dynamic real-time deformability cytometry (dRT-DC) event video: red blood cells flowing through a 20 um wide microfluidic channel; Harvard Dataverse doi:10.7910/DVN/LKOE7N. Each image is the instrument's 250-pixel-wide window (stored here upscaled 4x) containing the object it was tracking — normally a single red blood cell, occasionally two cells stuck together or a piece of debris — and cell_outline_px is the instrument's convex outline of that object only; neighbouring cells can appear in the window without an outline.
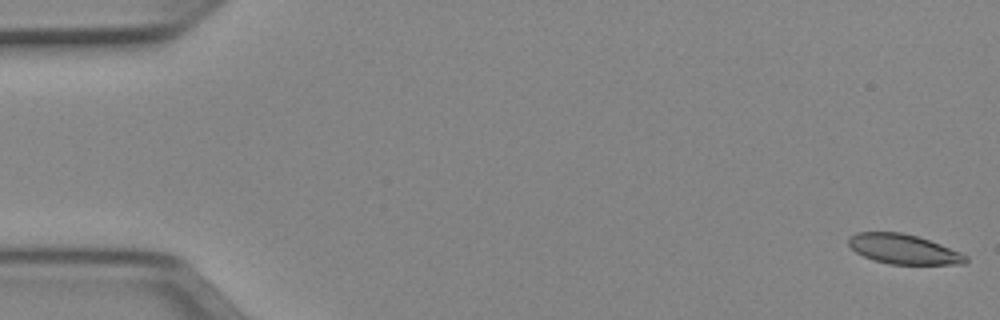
{"species": "Egyptian fruit bat (a non-hibernating species)", "species_latin": "Rousettus aegyptiacus", "temperature_condition": "cold", "stored_images_in_passage": 51, "camera_frame_rate_fps": 3000, "um_per_image_px": 0.085, "animal": {"sex": "female"}, "frame": {"image": 1, "passage_image": 1, "time_ms": 0.0, "image_size_px": [1000, 320], "cell_outline_px": [[968, 260], [964, 264], [888, 264], [872, 260], [856, 252], [848, 244], [848, 236], [856, 232], [900, 232], [916, 236], [940, 244], [960, 252], [968, 256]], "centroid_in_image_um": [76.77, 21.18], "position_along_channel_um": 8.2, "area_um2": 20.29}}
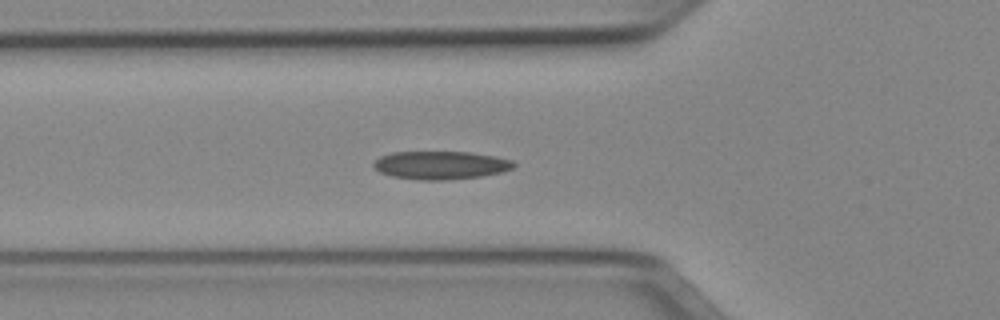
{"frame": {"image": 2, "passage_image": 18, "time_ms": 5.667, "image_size_px": [1000, 320], "cell_outline_px": [[516, 164], [512, 168], [500, 172], [484, 176], [444, 180], [420, 180], [392, 176], [380, 172], [372, 164], [380, 156], [392, 152], [472, 152], [496, 156], [512, 160]], "centroid_in_image_um": [37.47, 14.03], "position_along_channel_um": 88.3, "area_um2": 23.0}}
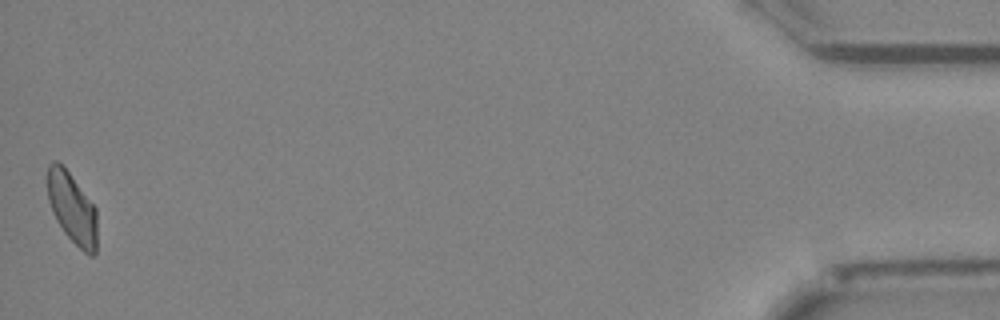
{"frame": {"image": 3, "passage_image": 51, "time_ms": 16.667, "image_size_px": [1000, 320], "cell_outline_px": [[96, 252], [92, 256], [88, 256], [64, 232], [56, 220], [52, 212], [48, 200], [48, 164], [52, 160], [56, 160], [68, 172], [96, 208]], "centroid_in_image_um": [6.12, 17.71], "position_along_channel_um": 429.1, "area_um2": 20.17}, "authors_computed_cell_mechanics": {"area_um2": 21.6172, "velocity_mm_per_s": 3.9467, "shape_relaxation_time_tau1_ms": null, "shape_relaxation_time_tau2_ms": 3.7328, "deformation_change_tau1": null, "deformation_change_tau2": 0.1057}}